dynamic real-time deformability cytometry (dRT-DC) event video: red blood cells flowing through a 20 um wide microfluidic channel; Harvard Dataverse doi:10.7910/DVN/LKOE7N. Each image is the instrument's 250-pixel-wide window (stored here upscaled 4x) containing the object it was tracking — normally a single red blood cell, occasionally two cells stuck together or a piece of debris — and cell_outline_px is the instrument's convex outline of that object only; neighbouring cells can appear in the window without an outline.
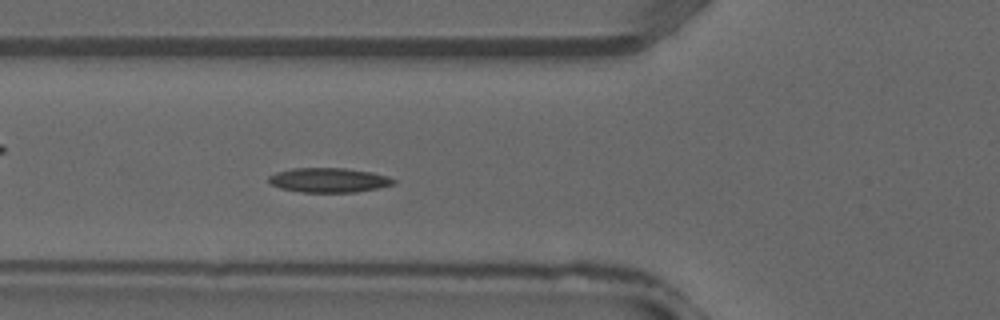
{"species": "common noctule bat (a hibernating species)", "species_latin": "Nyctalus noctula", "temperature_condition": "warm", "stored_images_in_passage": 35, "camera_frame_rate_fps": 3000, "um_per_image_px": 0.085, "animal": {"sex": "male", "forearm_length_mm": 52.5}, "frame": {"image": 1, "passage_image": 11, "time_ms": 3.333, "image_size_px": [1000, 320], "cell_outline_px": [[396, 184], [356, 192], [304, 192], [280, 188], [268, 184], [268, 176], [276, 172], [292, 168], [344, 168], [372, 172], [388, 176], [396, 180]], "centroid_in_image_um": [27.93, 15.3], "position_along_channel_um": 97.9, "area_um2": 17.92}}
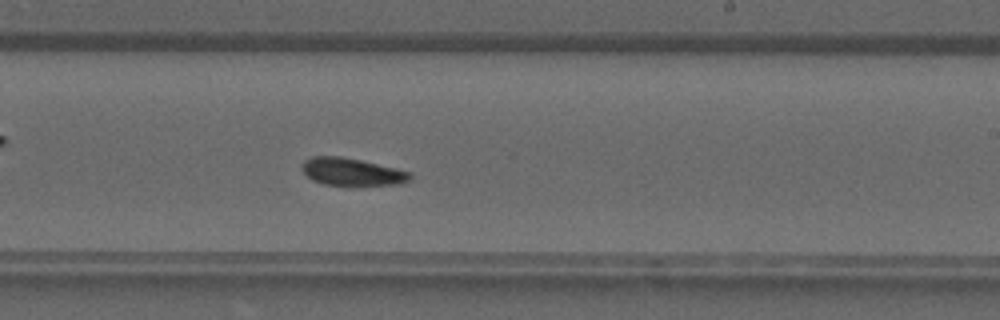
{"frame": {"image": 2, "passage_image": 20, "time_ms": 6.333, "image_size_px": [1000, 320], "cell_outline_px": [[412, 176], [408, 180], [400, 184], [352, 188], [324, 184], [312, 180], [300, 168], [300, 164], [304, 160], [312, 156], [340, 156], [360, 160], [396, 168], [412, 172]], "centroid_in_image_um": [29.91, 14.65], "position_along_channel_um": 259.1, "area_um2": 18.15}}
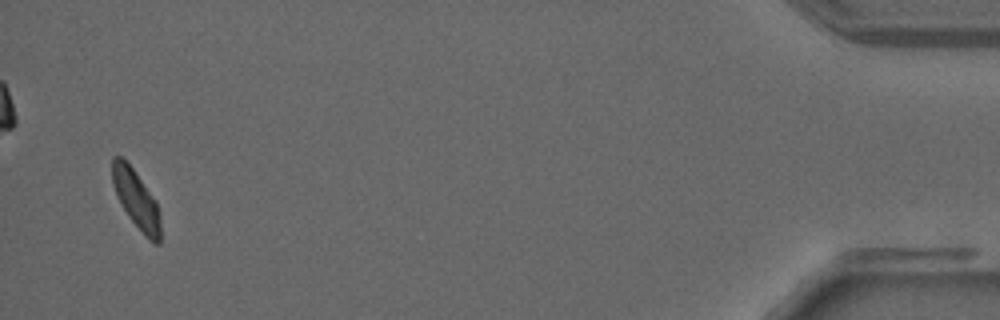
{"frame": {"image": 3, "passage_image": 34, "time_ms": 11.0, "image_size_px": [1000, 320], "cell_outline_px": [[160, 244], [156, 244], [128, 216], [116, 196], [112, 184], [112, 156], [120, 156], [132, 168], [156, 200], [160, 220]], "centroid_in_image_um": [11.55, 16.89], "position_along_channel_um": 423.6, "area_um2": 15.9}}